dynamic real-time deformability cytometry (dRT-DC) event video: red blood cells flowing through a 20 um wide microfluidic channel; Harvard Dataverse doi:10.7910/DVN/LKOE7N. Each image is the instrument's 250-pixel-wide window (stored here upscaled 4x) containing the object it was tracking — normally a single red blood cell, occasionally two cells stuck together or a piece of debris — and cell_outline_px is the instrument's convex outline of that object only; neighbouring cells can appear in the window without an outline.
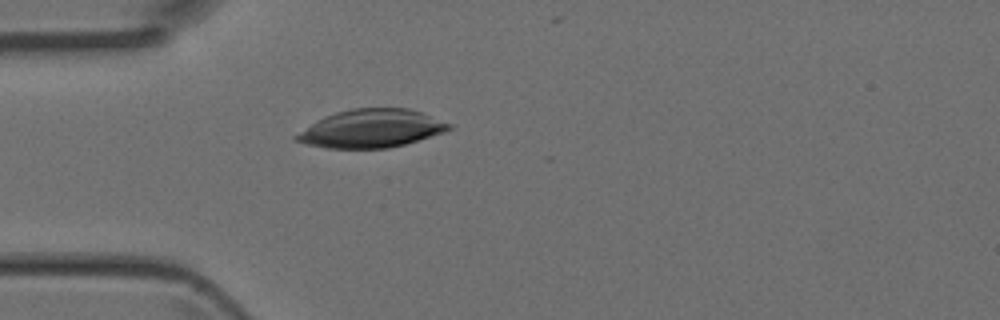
{"species": "Egyptian fruit bat (a non-hibernating species)", "species_latin": "Rousettus aegyptiacus", "temperature_condition": "room temperature", "stored_images_in_passage": 35, "camera_frame_rate_fps": 3000, "um_per_image_px": 0.085, "animal": {"sex": "female"}, "frame": {"image": 1, "passage_image": 12, "time_ms": 3.667, "image_size_px": [1000, 320], "cell_outline_px": [[452, 128], [444, 132], [404, 144], [388, 148], [328, 148], [308, 144], [292, 140], [292, 136], [316, 120], [324, 116], [336, 112], [352, 108], [408, 108], [420, 112], [452, 124]], "centroid_in_image_um": [31.51, 10.92], "position_along_channel_um": 53.5, "area_um2": 33.81}}
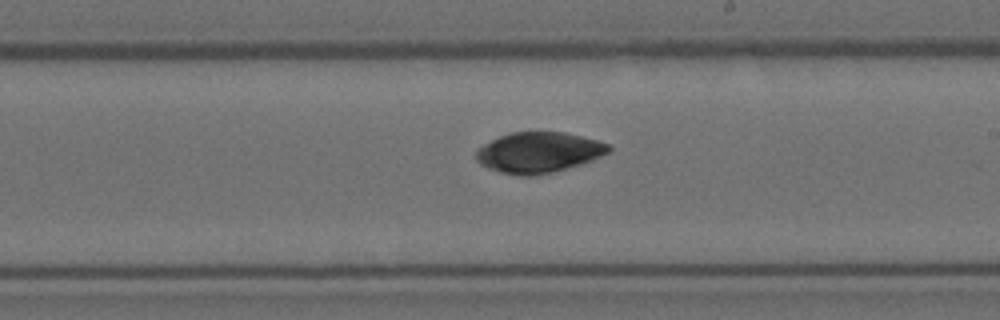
{"frame": {"image": 2, "passage_image": 25, "time_ms": 8.0, "image_size_px": [1000, 320], "cell_outline_px": [[612, 148], [608, 152], [592, 160], [580, 164], [548, 172], [528, 176], [520, 176], [500, 172], [488, 168], [480, 164], [476, 160], [476, 148], [500, 136], [512, 132], [564, 132], [596, 140], [608, 144]], "centroid_in_image_um": [45.74, 12.95], "position_along_channel_um": 243.3, "area_um2": 30.92}}
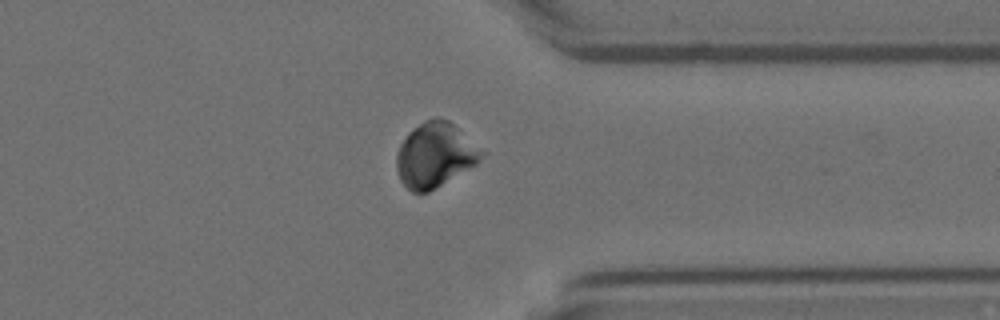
{"frame": {"image": 3, "passage_image": 34, "time_ms": 11.0, "image_size_px": [1000, 320], "cell_outline_px": [[488, 152], [476, 164], [428, 192], [412, 192], [400, 180], [396, 168], [396, 152], [400, 144], [408, 132], [424, 120], [436, 116], [440, 116], [448, 120]], "centroid_in_image_um": [36.99, 13.14], "position_along_channel_um": 374.4, "area_um2": 32.25}}